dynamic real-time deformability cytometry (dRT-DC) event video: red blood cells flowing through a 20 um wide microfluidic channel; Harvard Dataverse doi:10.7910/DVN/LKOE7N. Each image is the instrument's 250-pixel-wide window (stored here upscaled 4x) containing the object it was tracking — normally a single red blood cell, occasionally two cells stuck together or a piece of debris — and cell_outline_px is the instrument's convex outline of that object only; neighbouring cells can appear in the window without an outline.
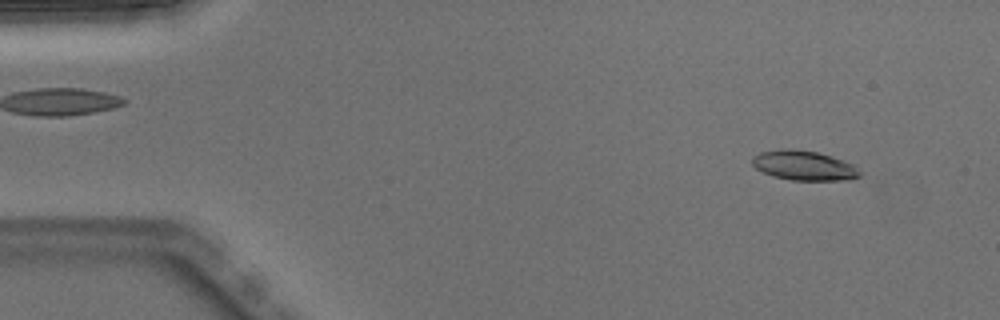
{"species": "Egyptian fruit bat (a non-hibernating species)", "species_latin": "Rousettus aegyptiacus", "temperature_condition": "warm", "stored_images_in_passage": 3, "camera_frame_rate_fps": 3000, "um_per_image_px": 0.085, "animal": {"sex": "male"}, "frame": {"image": 1, "passage_image": 1, "time_ms": 0.0, "image_size_px": [1000, 320], "cell_outline_px": [[864, 172], [860, 176], [848, 180], [792, 180], [772, 176], [756, 168], [752, 164], [752, 156], [760, 152], [780, 148], [788, 148], [816, 152], [832, 156], [844, 160], [852, 164]], "centroid_in_image_um": [68.35, 14.06], "position_along_channel_um": 16.6, "area_um2": 18.79}}